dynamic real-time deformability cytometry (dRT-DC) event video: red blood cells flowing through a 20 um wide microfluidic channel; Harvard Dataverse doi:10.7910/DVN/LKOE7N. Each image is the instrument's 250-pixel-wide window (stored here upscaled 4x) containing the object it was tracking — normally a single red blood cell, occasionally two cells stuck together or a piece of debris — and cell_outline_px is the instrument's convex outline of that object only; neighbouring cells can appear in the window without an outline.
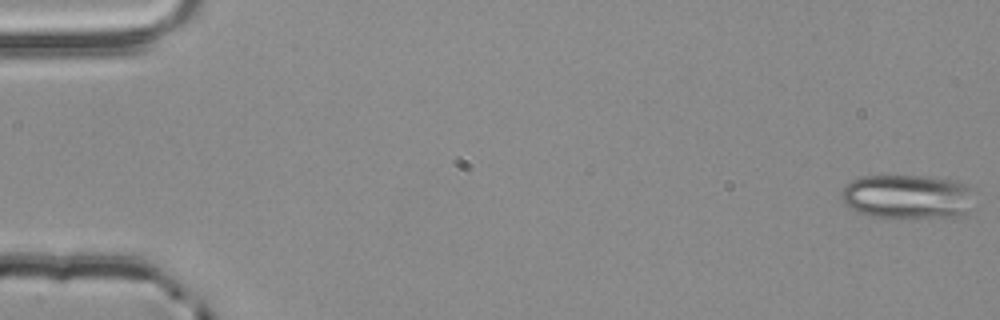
{"species": "common noctule bat (a hibernating species)", "species_latin": "Nyctalus noctula", "temperature_condition": "room temperature", "stored_images_in_passage": 52, "segment_of_instrument_passage": [1, 2], "camera_frame_rate_fps": 3000, "um_per_image_px": 0.085, "animal": {"sex": "male", "body_mass_g": 20.4}, "frame": {"image": 1, "passage_image": 1, "time_ms": 0.0, "image_size_px": [1000, 320], "cell_outline_px": [[980, 192], [976, 208], [960, 216], [868, 216], [856, 212], [848, 208], [844, 204], [840, 196], [840, 192], [844, 184], [852, 180], [864, 176], [928, 176], [948, 180], [964, 184]], "centroid_in_image_um": [77.22, 16.7], "position_along_channel_um": 7.8, "area_um2": 35.03}}